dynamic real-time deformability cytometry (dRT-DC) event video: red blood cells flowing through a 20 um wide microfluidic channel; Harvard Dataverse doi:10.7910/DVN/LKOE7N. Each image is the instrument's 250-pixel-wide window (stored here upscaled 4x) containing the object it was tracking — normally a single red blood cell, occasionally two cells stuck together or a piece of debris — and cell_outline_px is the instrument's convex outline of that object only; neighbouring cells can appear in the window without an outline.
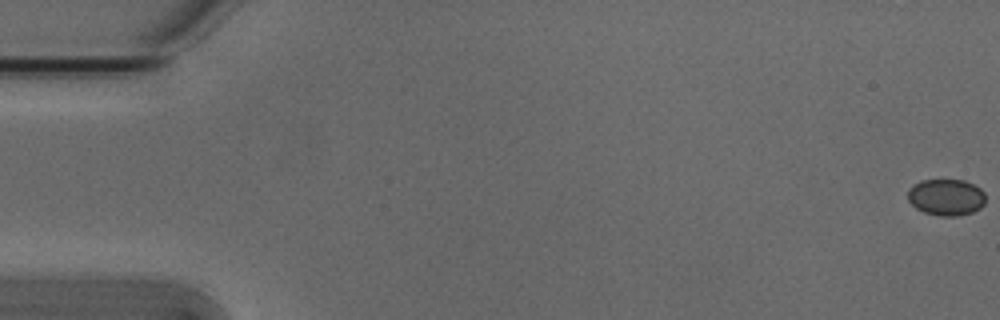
{"species": "Egyptian fruit bat (a non-hibernating species)", "species_latin": "Rousettus aegyptiacus", "temperature_condition": "cold", "stored_images_in_passage": 7, "camera_frame_rate_fps": 3000, "um_per_image_px": 0.085, "animal": {"sex": "male"}, "frame": {"image": 1, "passage_image": 1, "time_ms": 0.0, "image_size_px": [1000, 320], "cell_outline_px": [[984, 204], [980, 208], [972, 212], [956, 216], [940, 216], [924, 212], [916, 208], [908, 200], [908, 188], [912, 184], [920, 180], [964, 180], [980, 188], [984, 192]], "centroid_in_image_um": [80.4, 16.76], "position_along_channel_um": 4.6, "area_um2": 16.59}}